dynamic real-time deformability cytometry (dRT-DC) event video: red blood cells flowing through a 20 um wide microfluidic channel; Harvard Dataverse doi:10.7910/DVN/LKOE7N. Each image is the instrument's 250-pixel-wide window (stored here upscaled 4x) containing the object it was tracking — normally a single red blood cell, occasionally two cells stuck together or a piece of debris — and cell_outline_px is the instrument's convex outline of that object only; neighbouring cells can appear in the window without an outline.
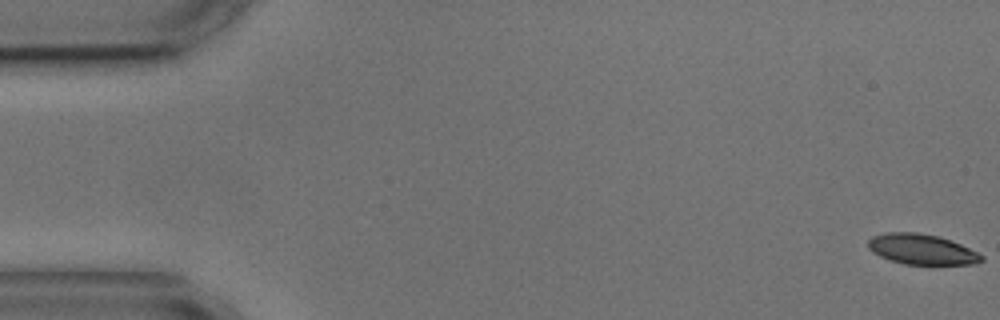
{"species": "common noctule bat (a hibernating species)", "species_latin": "Nyctalus noctula", "temperature_condition": "cold", "stored_images_in_passage": 5, "camera_frame_rate_fps": 3000, "um_per_image_px": 0.085, "animal": {"sex": "male", "body_mass_g": 17.9, "forearm_length_mm": 54.2}, "frame": {"image": 1, "passage_image": 1, "time_ms": 0.0, "image_size_px": [1000, 320], "cell_outline_px": [[984, 260], [976, 264], [904, 264], [880, 256], [872, 252], [868, 248], [868, 240], [872, 236], [884, 232], [916, 232], [940, 236], [960, 244], [984, 256]], "centroid_in_image_um": [78.33, 21.18], "position_along_channel_um": 6.7, "area_um2": 20.06}}
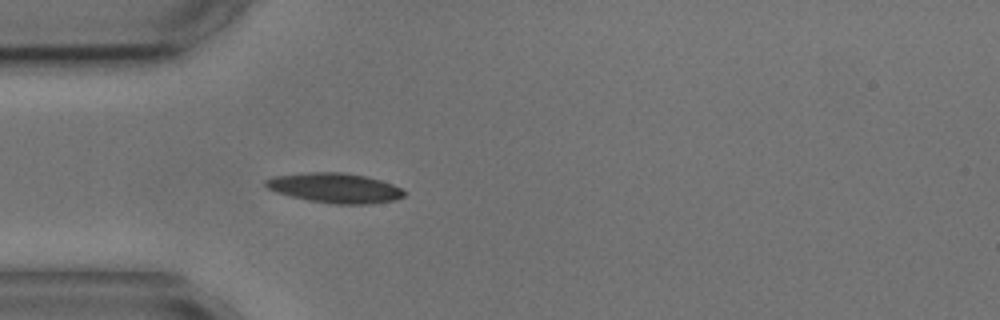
{"frame": {"image": 2, "passage_image": 5, "time_ms": 5.0, "image_size_px": [1000, 320], "cell_outline_px": [[408, 192], [404, 196], [396, 200], [368, 204], [332, 204], [308, 200], [276, 192], [268, 188], [264, 184], [264, 180], [272, 176], [308, 172], [344, 172], [364, 176], [380, 180], [392, 184]], "centroid_in_image_um": [28.47, 15.97], "position_along_channel_um": 56.5, "area_um2": 24.16}}